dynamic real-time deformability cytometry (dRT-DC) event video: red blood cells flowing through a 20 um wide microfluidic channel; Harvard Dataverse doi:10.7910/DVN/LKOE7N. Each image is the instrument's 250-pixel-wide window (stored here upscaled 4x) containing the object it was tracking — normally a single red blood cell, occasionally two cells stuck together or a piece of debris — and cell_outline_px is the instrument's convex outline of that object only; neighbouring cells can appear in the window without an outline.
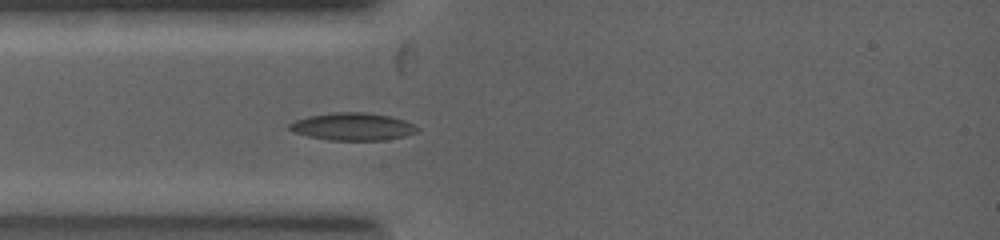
{"species": "common noctule bat (a hibernating species)", "species_latin": "Nyctalus noctula", "temperature_condition": "warm", "stored_images_in_passage": 2, "camera_frame_rate_fps": 5000, "um_per_image_px": 0.085, "animal": {"sex": "female", "body_mass_g": 19.0, "forearm_length_mm": 53.3}, "frame": {"image": 1, "passage_image": 2, "time_ms": 0.4, "image_size_px": [1000, 240], "cell_outline_px": [[420, 132], [404, 136], [384, 140], [328, 140], [308, 136], [292, 132], [288, 128], [288, 124], [296, 120], [308, 116], [332, 112], [364, 112], [388, 116], [404, 120], [420, 128]], "centroid_in_image_um": [29.97, 10.76], "position_along_channel_um": 55.0, "area_um2": 20.58}}